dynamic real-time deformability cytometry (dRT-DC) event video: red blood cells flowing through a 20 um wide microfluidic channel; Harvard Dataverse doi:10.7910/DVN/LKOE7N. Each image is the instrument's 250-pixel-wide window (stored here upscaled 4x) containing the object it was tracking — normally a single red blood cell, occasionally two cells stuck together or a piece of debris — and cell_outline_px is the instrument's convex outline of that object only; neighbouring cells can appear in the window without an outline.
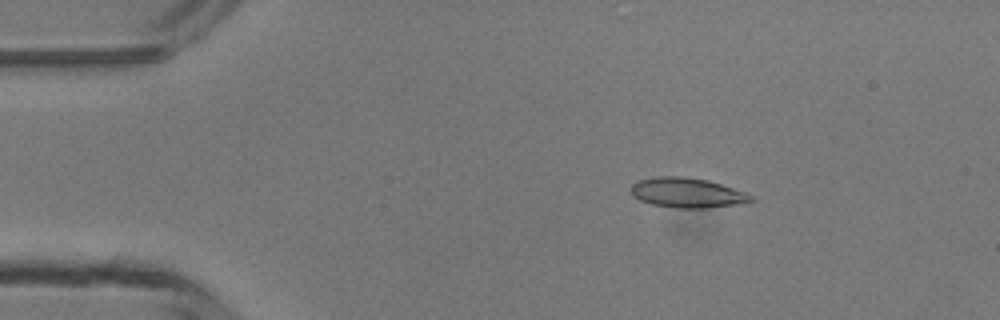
{"species": "common noctule bat (a hibernating species)", "species_latin": "Nyctalus noctula", "temperature_condition": "room temperature", "stored_images_in_passage": 4, "camera_frame_rate_fps": 3000, "um_per_image_px": 0.085, "animal": {"sex": "male", "body_mass_g": 13.3}, "frame": {"image": 1, "passage_image": 2, "time_ms": 1.333, "image_size_px": [1000, 320], "cell_outline_px": [[756, 200], [748, 204], [704, 208], [676, 208], [652, 204], [640, 200], [632, 196], [632, 184], [640, 180], [660, 176], [684, 176], [708, 180], [748, 192]], "centroid_in_image_um": [58.51, 16.4], "position_along_channel_um": 26.5, "area_um2": 21.21}}